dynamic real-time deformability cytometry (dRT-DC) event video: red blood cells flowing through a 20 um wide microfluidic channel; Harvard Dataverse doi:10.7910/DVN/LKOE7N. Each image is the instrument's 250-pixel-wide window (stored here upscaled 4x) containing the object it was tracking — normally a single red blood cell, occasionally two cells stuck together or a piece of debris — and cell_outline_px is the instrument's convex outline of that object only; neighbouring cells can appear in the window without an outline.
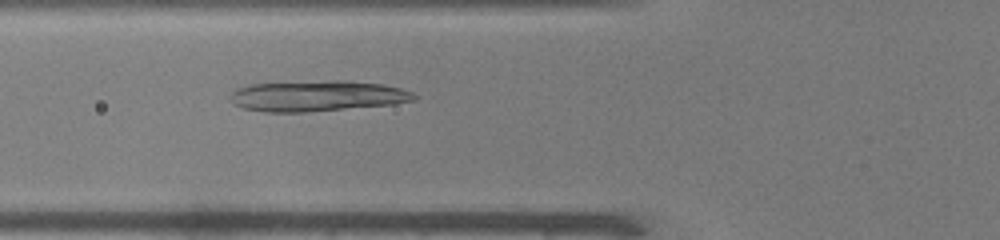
{"species": "common noctule bat (a hibernating species)", "species_latin": "Nyctalus noctula", "temperature_condition": "warm", "stored_images_in_passage": 43, "camera_frame_rate_fps": 3000, "um_per_image_px": 0.085, "animal": {"sex": "male", "body_mass_g": 19.0, "forearm_length_mm": 50.8}, "frame": {"image": 1, "passage_image": 12, "time_ms": 3.667, "image_size_px": [1000, 240], "cell_outline_px": [[416, 100], [392, 104], [304, 112], [264, 112], [244, 108], [236, 104], [228, 96], [236, 88], [248, 84], [328, 80], [348, 80], [384, 84], [400, 88], [412, 92], [416, 96]], "centroid_in_image_um": [26.95, 8.14], "position_along_channel_um": 98.8, "area_um2": 33.0}}
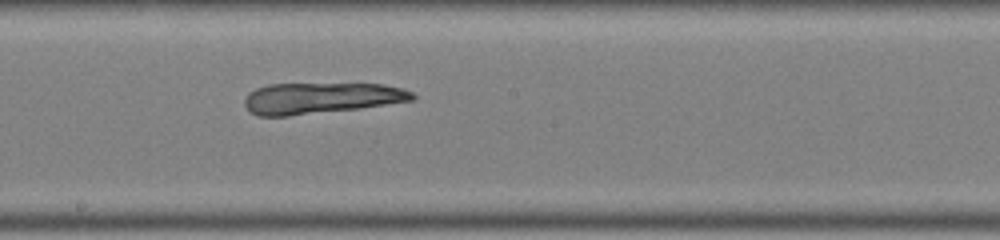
{"frame": {"image": 2, "passage_image": 21, "time_ms": 6.667, "image_size_px": [1000, 240], "cell_outline_px": [[416, 96], [412, 100], [360, 108], [288, 116], [260, 116], [252, 112], [244, 104], [244, 100], [248, 92], [256, 88], [268, 84], [384, 84], [404, 88], [412, 92]], "centroid_in_image_um": [27.27, 8.33], "position_along_channel_um": 220.9, "area_um2": 30.29}}
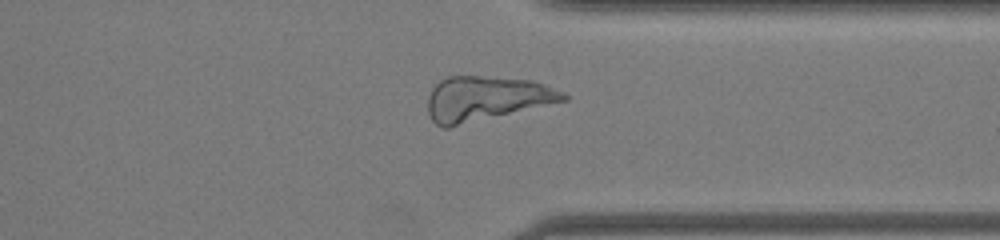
{"frame": {"image": 3, "passage_image": 32, "time_ms": 10.333, "image_size_px": [1000, 240], "cell_outline_px": [[568, 100], [448, 128], [444, 128], [436, 124], [432, 120], [428, 112], [428, 96], [432, 88], [440, 80], [448, 76], [480, 76], [532, 80], [544, 84], [564, 92], [568, 96]], "centroid_in_image_um": [41.31, 8.38], "position_along_channel_um": 370.1, "area_um2": 35.26}}